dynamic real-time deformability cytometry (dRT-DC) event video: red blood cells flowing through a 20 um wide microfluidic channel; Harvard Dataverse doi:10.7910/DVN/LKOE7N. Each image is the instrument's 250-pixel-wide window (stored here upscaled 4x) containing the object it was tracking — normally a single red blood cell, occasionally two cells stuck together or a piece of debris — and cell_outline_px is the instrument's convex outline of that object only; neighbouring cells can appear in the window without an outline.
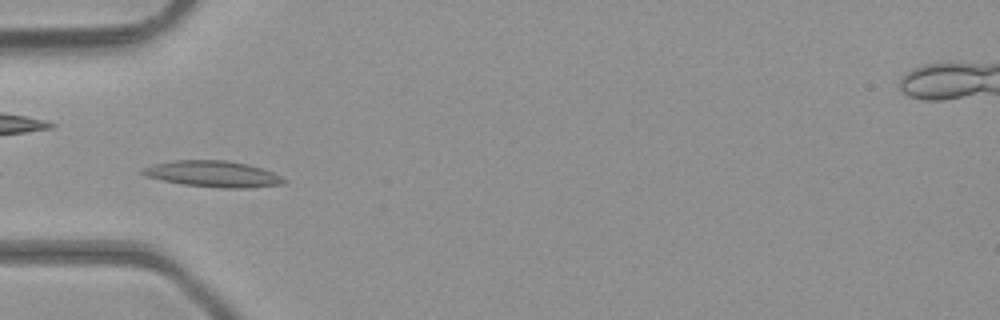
{"species": "common noctule bat (a hibernating species)", "species_latin": "Nyctalus noctula", "temperature_condition": "room temperature", "stored_images_in_passage": 6, "camera_frame_rate_fps": 3000, "um_per_image_px": 0.085, "animal": {"sex": "male", "body_mass_g": 23.1, "forearm_length_mm": 52.7}, "frame": {"image": 1, "passage_image": 6, "time_ms": 1.667, "image_size_px": [1000, 320], "cell_outline_px": [[288, 184], [252, 188], [220, 188], [184, 184], [160, 180], [144, 176], [140, 172], [140, 168], [152, 164], [172, 160], [228, 160], [248, 164], [272, 172], [288, 180]], "centroid_in_image_um": [18.1, 14.79], "position_along_channel_um": 66.9, "area_um2": 21.96}}